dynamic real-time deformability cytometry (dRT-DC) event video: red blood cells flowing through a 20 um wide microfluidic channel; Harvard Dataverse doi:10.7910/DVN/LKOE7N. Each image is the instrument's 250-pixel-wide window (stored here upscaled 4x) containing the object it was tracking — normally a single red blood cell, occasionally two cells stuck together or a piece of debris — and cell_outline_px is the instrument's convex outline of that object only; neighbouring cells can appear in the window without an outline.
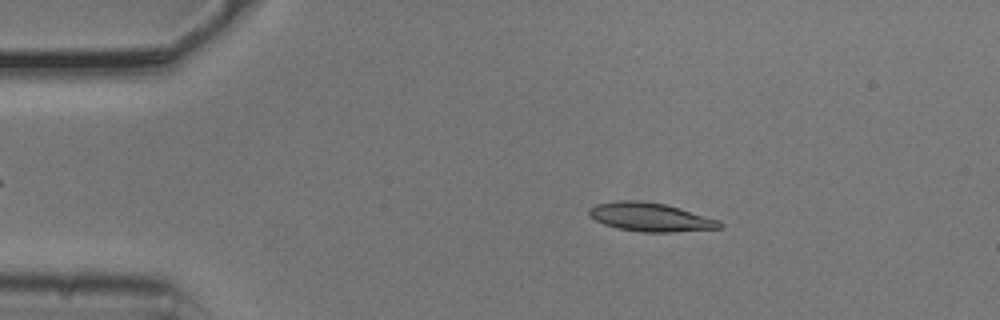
{"species": "common noctule bat (a hibernating species)", "species_latin": "Nyctalus noctula", "temperature_condition": "cold", "stored_images_in_passage": 53, "camera_frame_rate_fps": 3000, "um_per_image_px": 0.085, "animal": {"sex": "male", "body_mass_g": 20.5, "forearm_length_mm": 52.5}, "frame": {"image": 1, "passage_image": 9, "time_ms": 2.667, "image_size_px": [1000, 320], "cell_outline_px": [[724, 228], [672, 232], [644, 232], [616, 228], [604, 224], [588, 216], [588, 208], [596, 204], [616, 200], [636, 200], [664, 204], [680, 208], [720, 220], [724, 224]], "centroid_in_image_um": [55.29, 18.45], "position_along_channel_um": 29.7, "area_um2": 21.96}}
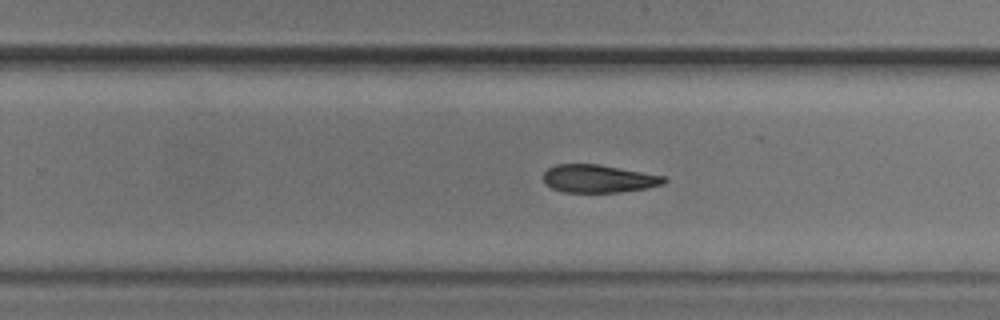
{"frame": {"image": 2, "passage_image": 33, "time_ms": 10.667, "image_size_px": [1000, 320], "cell_outline_px": [[668, 180], [664, 184], [648, 188], [620, 192], [564, 192], [552, 188], [544, 184], [544, 172], [548, 168], [556, 164], [596, 164], [664, 176]], "centroid_in_image_um": [50.86, 15.19], "position_along_channel_um": 278.9, "area_um2": 19.54}}
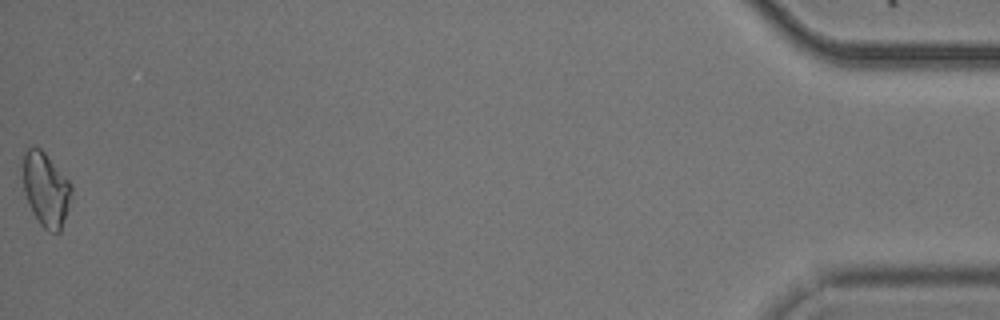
{"frame": {"image": 3, "passage_image": 53, "time_ms": 17.333, "image_size_px": [1000, 320], "cell_outline_px": [[72, 192], [68, 208], [60, 232], [48, 232], [40, 224], [32, 212], [28, 204], [24, 192], [20, 160], [24, 152], [32, 144], [36, 144], [44, 152], [72, 184]], "centroid_in_image_um": [3.85, 16.04], "position_along_channel_um": 431.4, "area_um2": 21.44}, "authors_computed_cell_mechanics": {"area_um2": 20.9236, "velocity_mm_per_s": 3.7619, "shape_relaxation_time_tau1_ms": 2.5974, "shape_relaxation_time_tau2_ms": null, "deformation_change_tau1": 0.1035, "deformation_change_tau2": null}}